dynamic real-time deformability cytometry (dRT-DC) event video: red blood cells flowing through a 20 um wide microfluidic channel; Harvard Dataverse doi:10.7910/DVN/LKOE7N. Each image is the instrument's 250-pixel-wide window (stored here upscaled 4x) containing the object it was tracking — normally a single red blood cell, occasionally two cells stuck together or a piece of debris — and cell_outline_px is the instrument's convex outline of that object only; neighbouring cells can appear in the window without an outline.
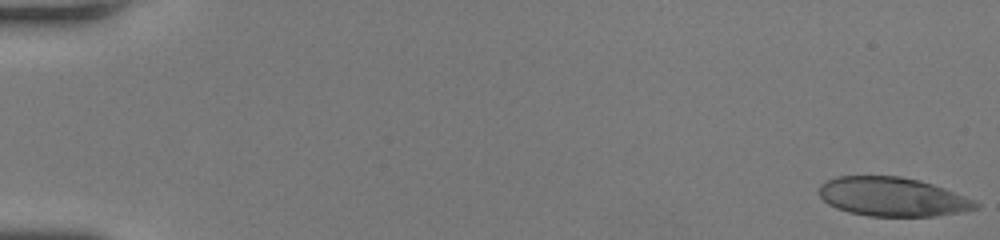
{"species": "human", "species_latin": "Homo sapiens", "temperature_condition": "room temperature", "stored_images_in_passage": 49, "camera_frame_rate_fps": 3000, "um_per_image_px": 0.085, "donor": {"sex": "female"}, "frame": {"image": 1, "passage_image": 1, "time_ms": 0.0, "image_size_px": [1000, 240], "cell_outline_px": [[980, 208], [960, 212], [932, 216], [868, 216], [848, 212], [836, 208], [828, 204], [820, 196], [820, 184], [836, 176], [900, 176], [920, 180], [944, 188], [976, 200], [980, 204]], "centroid_in_image_um": [75.88, 16.73], "position_along_channel_um": 9.1, "area_um2": 35.6}}
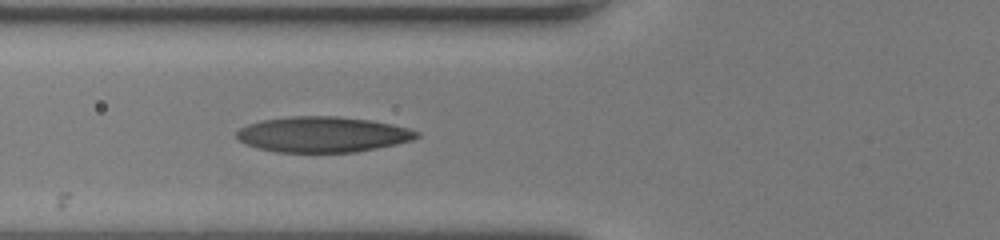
{"frame": {"image": 2, "passage_image": 20, "time_ms": 6.333, "image_size_px": [1000, 240], "cell_outline_px": [[420, 136], [412, 140], [396, 144], [356, 152], [276, 152], [256, 148], [244, 144], [236, 136], [236, 132], [240, 128], [248, 124], [260, 120], [292, 116], [336, 116], [368, 120], [392, 124], [408, 128], [420, 132]], "centroid_in_image_um": [27.4, 11.43], "position_along_channel_um": 98.4, "area_um2": 37.4}}
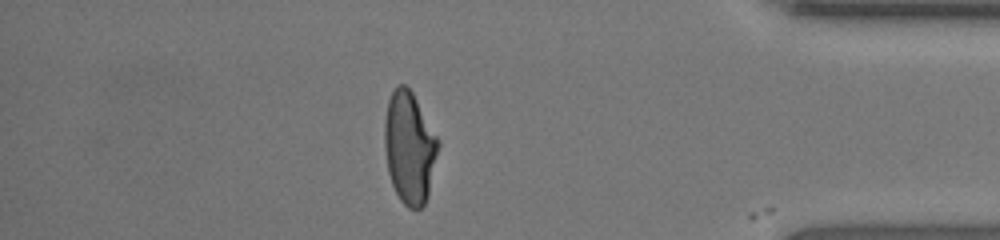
{"frame": {"image": 3, "passage_image": 43, "time_ms": 14.0, "image_size_px": [1000, 240], "cell_outline_px": [[440, 144], [428, 196], [424, 204], [420, 208], [408, 208], [400, 200], [392, 184], [388, 172], [384, 148], [384, 120], [388, 100], [396, 84], [404, 84], [412, 92], [440, 140]], "centroid_in_image_um": [34.8, 12.53], "position_along_channel_um": 400.4, "area_um2": 35.26}, "authors_computed_cell_mechanics": {"area_um2": 36.2984, "velocity_mm_per_s": 4.3438, "shape_relaxation_time_tau1_ms": 6.9237, "shape_relaxation_time_tau2_ms": 1.1217, "deformation_change_tau1": 0.2797, "deformation_change_tau2": 0.0839}}